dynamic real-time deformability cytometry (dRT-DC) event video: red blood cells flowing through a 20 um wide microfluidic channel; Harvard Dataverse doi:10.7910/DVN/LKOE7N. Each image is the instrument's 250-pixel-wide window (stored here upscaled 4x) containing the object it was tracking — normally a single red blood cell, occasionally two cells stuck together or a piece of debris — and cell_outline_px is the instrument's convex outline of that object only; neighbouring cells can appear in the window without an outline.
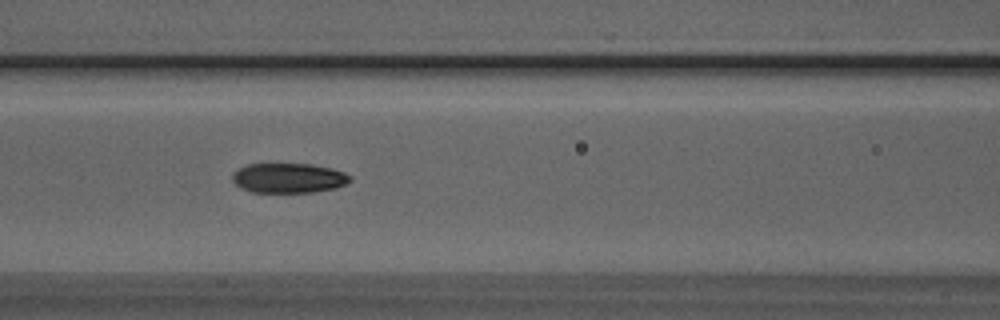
{"species": "Egyptian fruit bat (a non-hibernating species)", "species_latin": "Rousettus aegyptiacus", "temperature_condition": "room temperature", "stored_images_in_passage": 35, "camera_frame_rate_fps": 3000, "um_per_image_px": 0.085, "animal": {"sex": "male"}, "frame": {"image": 1, "passage_image": 12, "time_ms": 3.667, "image_size_px": [1000, 320], "cell_outline_px": [[352, 180], [336, 188], [312, 192], [252, 192], [240, 188], [232, 180], [232, 172], [248, 164], [312, 164], [332, 168], [344, 172], [352, 176]], "centroid_in_image_um": [24.54, 15.13], "position_along_channel_um": 142.1, "area_um2": 20.52}}
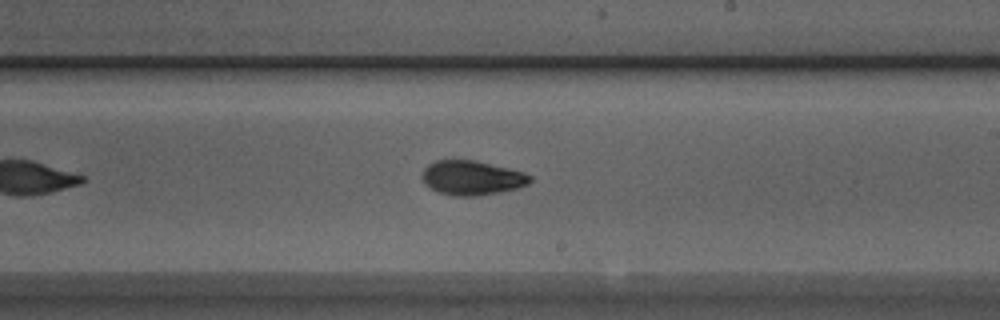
{"frame": {"image": 2, "passage_image": 20, "time_ms": 6.333, "image_size_px": [1000, 320], "cell_outline_px": [[532, 180], [528, 184], [520, 188], [476, 196], [452, 196], [436, 192], [424, 184], [420, 176], [424, 168], [428, 164], [436, 160], [476, 160], [524, 172], [532, 176]], "centroid_in_image_um": [40.08, 15.12], "position_along_channel_um": 248.9, "area_um2": 21.96}}
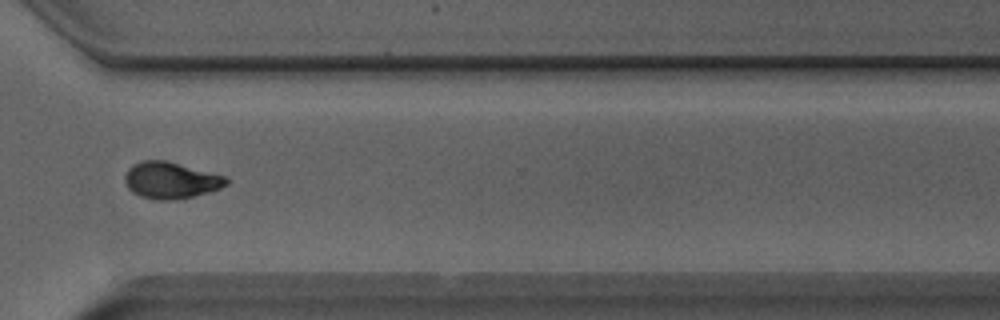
{"frame": {"image": 3, "passage_image": 28, "time_ms": 9.0, "image_size_px": [1000, 320], "cell_outline_px": [[228, 184], [220, 188], [208, 192], [176, 200], [160, 200], [140, 196], [132, 192], [124, 184], [124, 176], [128, 168], [144, 160], [164, 160], [224, 176], [228, 180]], "centroid_in_image_um": [14.47, 15.34], "position_along_channel_um": 356.1, "area_um2": 21.33}}